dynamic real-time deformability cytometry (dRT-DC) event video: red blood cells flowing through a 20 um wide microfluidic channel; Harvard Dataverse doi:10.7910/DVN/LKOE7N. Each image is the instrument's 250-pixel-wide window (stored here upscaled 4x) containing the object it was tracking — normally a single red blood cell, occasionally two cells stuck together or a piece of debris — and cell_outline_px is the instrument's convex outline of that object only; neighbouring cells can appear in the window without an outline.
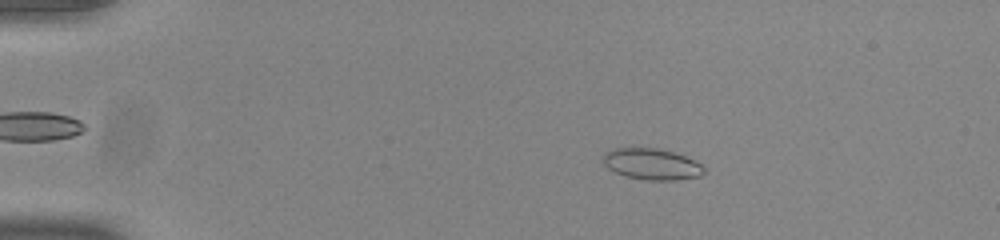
{"species": "common noctule bat (a hibernating species)", "species_latin": "Nyctalus noctula", "temperature_condition": "room temperature", "stored_images_in_passage": 48, "camera_frame_rate_fps": 3000, "um_per_image_px": 0.085, "animal": {"sex": "male", "body_mass_g": 20.0, "forearm_length_mm": 53.3}, "frame": {"image": 1, "passage_image": 4, "time_ms": 1.0, "image_size_px": [1000, 240], "cell_outline_px": [[704, 172], [700, 176], [676, 180], [648, 180], [628, 176], [616, 172], [608, 168], [604, 164], [604, 152], [612, 148], [656, 148], [672, 152], [684, 156], [700, 164], [704, 168]], "centroid_in_image_um": [55.38, 13.94], "position_along_channel_um": 29.6, "area_um2": 18.03}}
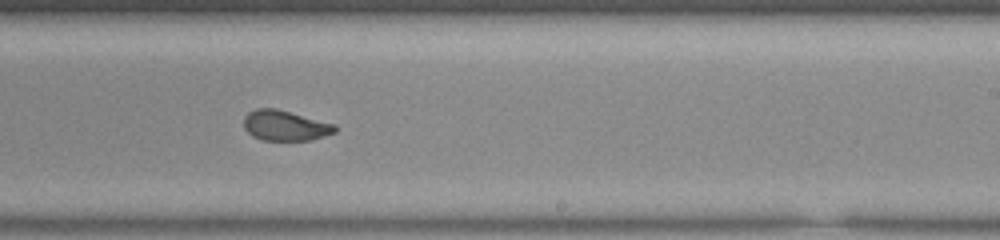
{"frame": {"image": 2, "passage_image": 28, "time_ms": 9.0, "image_size_px": [1000, 240], "cell_outline_px": [[336, 132], [312, 140], [260, 140], [252, 136], [244, 128], [244, 116], [248, 112], [256, 108], [276, 108], [336, 124]], "centroid_in_image_um": [24.23, 10.67], "position_along_channel_um": 264.8, "area_um2": 16.24}}
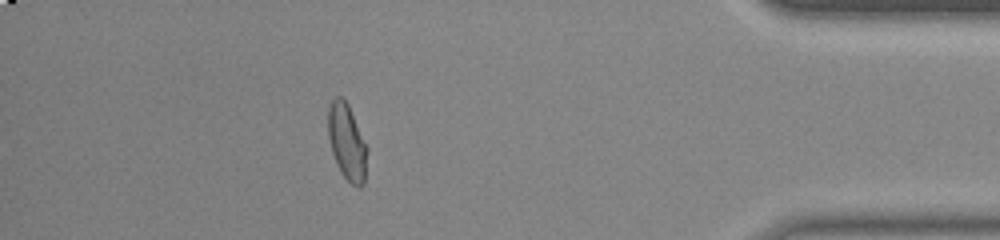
{"frame": {"image": 3, "passage_image": 42, "time_ms": 13.667, "image_size_px": [1000, 240], "cell_outline_px": [[368, 148], [364, 184], [360, 188], [356, 188], [340, 172], [336, 164], [332, 152], [328, 136], [328, 108], [332, 100], [336, 96], [340, 96], [348, 104]], "centroid_in_image_um": [29.5, 12.1], "position_along_channel_um": 405.7, "area_um2": 17.4}, "authors_computed_cell_mechanics": {"area_um2": 17.2244, "velocity_mm_per_s": 3.8652, "shape_relaxation_time_tau1_ms": null, "shape_relaxation_time_tau2_ms": 0.9865, "deformation_change_tau1": null, "deformation_change_tau2": 0.0617}}